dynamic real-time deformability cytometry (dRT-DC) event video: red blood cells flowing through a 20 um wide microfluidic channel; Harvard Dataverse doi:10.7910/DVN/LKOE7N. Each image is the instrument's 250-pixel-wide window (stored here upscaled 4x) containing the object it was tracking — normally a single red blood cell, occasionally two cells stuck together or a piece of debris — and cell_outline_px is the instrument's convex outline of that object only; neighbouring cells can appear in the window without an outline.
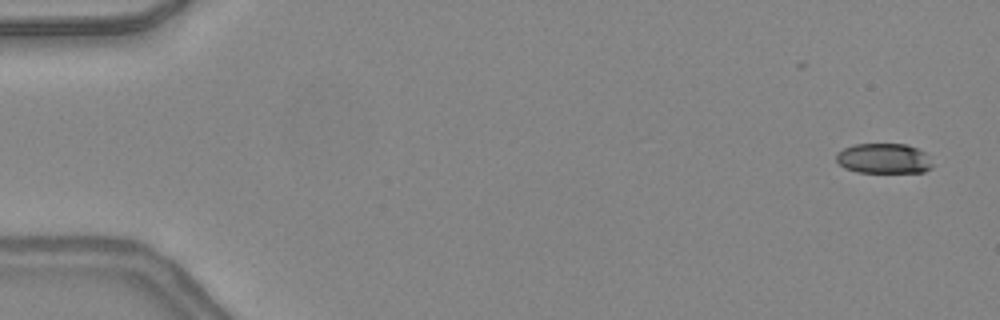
{"species": "common noctule bat (a hibernating species)", "species_latin": "Nyctalus noctula", "temperature_condition": "warm", "stored_images_in_passage": 13, "camera_frame_rate_fps": 3000, "um_per_image_px": 0.085, "animal": {"sex": "female", "body_mass_g": 24.6, "forearm_length_mm": 56.2}, "frame": {"image": 1, "passage_image": 3, "time_ms": 0.667, "image_size_px": [1000, 320], "cell_outline_px": [[932, 168], [924, 172], [856, 172], [844, 168], [836, 160], [836, 152], [844, 148], [856, 144], [904, 144], [916, 148], [924, 152], [932, 164]], "centroid_in_image_um": [75.09, 13.48], "position_along_channel_um": 9.9, "area_um2": 16.82}}